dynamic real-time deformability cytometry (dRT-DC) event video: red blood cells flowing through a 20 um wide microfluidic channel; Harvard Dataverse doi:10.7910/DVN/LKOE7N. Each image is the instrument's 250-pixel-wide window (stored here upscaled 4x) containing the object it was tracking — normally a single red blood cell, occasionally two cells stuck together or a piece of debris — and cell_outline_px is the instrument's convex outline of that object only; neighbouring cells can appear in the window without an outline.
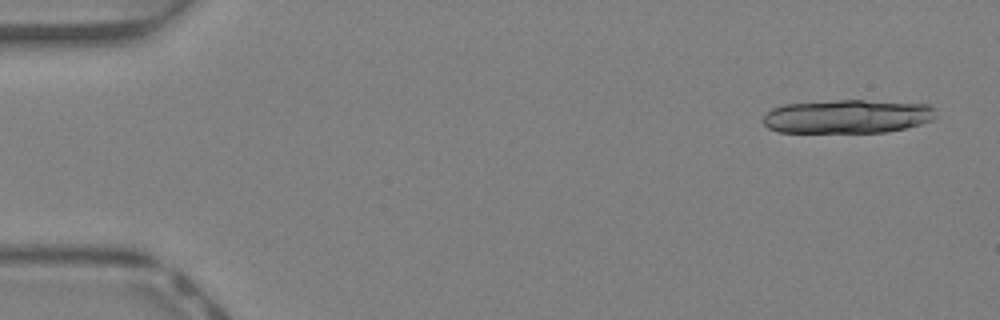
{"species": "Egyptian fruit bat (a non-hibernating species)", "species_latin": "Rousettus aegyptiacus", "temperature_condition": "warm", "stored_images_in_passage": 26, "camera_frame_rate_fps": 3000, "um_per_image_px": 0.085, "animal": {"sex": "female"}, "frame": {"image": 1, "passage_image": 2, "time_ms": 0.333, "image_size_px": [1000, 320], "cell_outline_px": [[932, 120], [920, 124], [904, 128], [884, 132], [780, 132], [768, 128], [764, 124], [764, 116], [772, 108], [784, 104], [840, 100], [864, 100], [928, 104], [932, 108]], "centroid_in_image_um": [71.98, 9.89], "position_along_channel_um": 13.0, "area_um2": 33.52}}
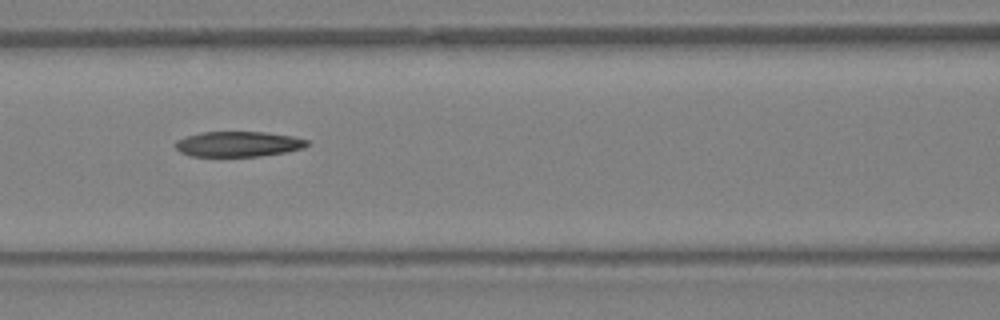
{"frame": {"image": 2, "passage_image": 20, "time_ms": 6.333, "image_size_px": [1000, 320], "cell_outline_px": [[308, 144], [304, 148], [284, 152], [260, 156], [192, 156], [180, 152], [176, 148], [176, 140], [200, 132], [264, 132], [292, 136], [308, 140]], "centroid_in_image_um": [20.25, 12.24], "position_along_channel_um": 146.3, "area_um2": 19.25}}
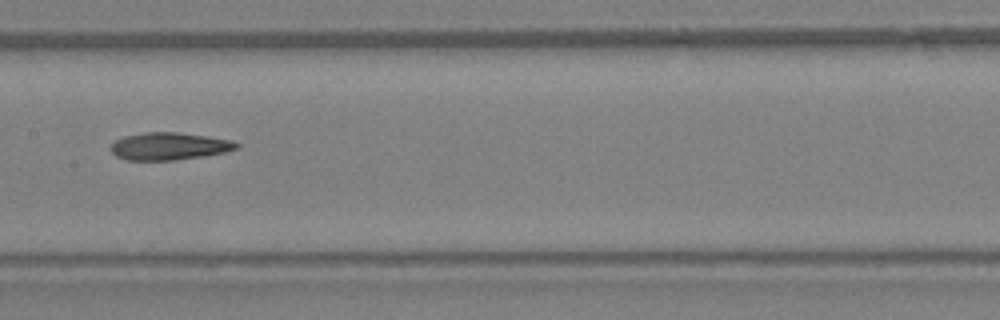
{"frame": {"image": 3, "passage_image": 23, "time_ms": 7.333, "image_size_px": [1000, 320], "cell_outline_px": [[240, 144], [236, 148], [224, 152], [176, 160], [128, 160], [116, 156], [108, 148], [116, 140], [124, 136], [144, 132], [176, 132], [208, 136], [232, 140]], "centroid_in_image_um": [14.34, 12.42], "position_along_channel_um": 193.1, "area_um2": 20.0}}